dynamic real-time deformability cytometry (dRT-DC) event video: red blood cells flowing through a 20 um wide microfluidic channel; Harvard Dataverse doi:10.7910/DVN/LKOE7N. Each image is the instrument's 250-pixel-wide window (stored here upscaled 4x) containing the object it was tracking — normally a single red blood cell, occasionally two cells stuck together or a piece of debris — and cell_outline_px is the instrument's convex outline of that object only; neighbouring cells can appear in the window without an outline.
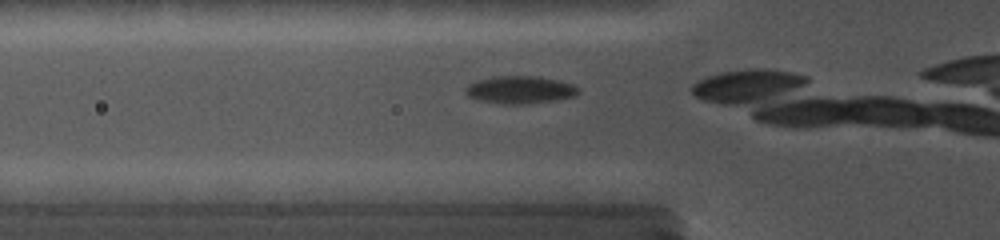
{"species": "common noctule bat (a hibernating species)", "species_latin": "Nyctalus noctula", "temperature_condition": "cold", "stored_images_in_passage": 3, "camera_frame_rate_fps": 5000, "um_per_image_px": 0.085, "animal": {"sex": "female", "body_mass_g": 19.0, "forearm_length_mm": 56.7}, "frame": {"image": 1, "passage_image": 2, "time_ms": 0.4, "image_size_px": [1000, 240], "cell_outline_px": [[580, 92], [572, 96], [552, 100], [524, 104], [500, 104], [480, 100], [468, 96], [464, 92], [464, 88], [468, 84], [476, 80], [496, 76], [536, 76], [556, 80], [572, 84], [580, 88]], "centroid_in_image_um": [44.15, 7.63], "position_along_channel_um": 81.7, "area_um2": 18.03}}